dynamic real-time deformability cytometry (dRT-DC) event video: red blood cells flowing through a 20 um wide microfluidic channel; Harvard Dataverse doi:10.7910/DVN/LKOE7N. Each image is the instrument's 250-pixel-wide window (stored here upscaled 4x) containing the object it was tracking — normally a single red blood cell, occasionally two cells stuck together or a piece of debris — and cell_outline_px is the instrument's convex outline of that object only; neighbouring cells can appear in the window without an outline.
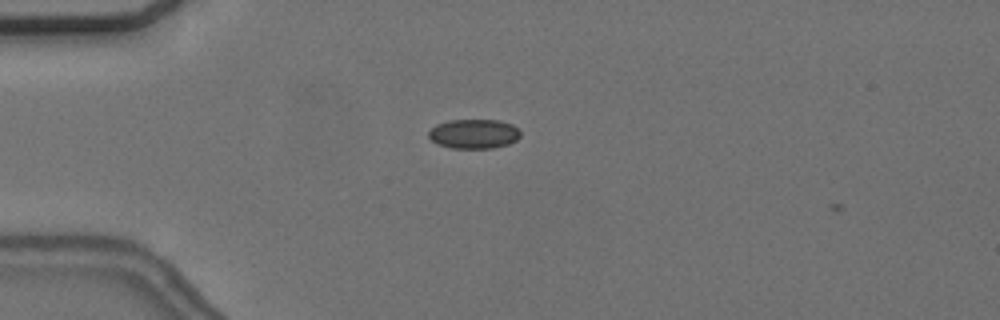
{"species": "common noctule bat (a hibernating species)", "species_latin": "Nyctalus noctula", "temperature_condition": "cold", "stored_images_in_passage": 3, "camera_frame_rate_fps": 3000, "um_per_image_px": 0.085, "animal": {"sex": "female", "body_mass_g": 24.6, "forearm_length_mm": 56.2}, "frame": {"image": 1, "passage_image": 2, "time_ms": 0.333, "image_size_px": [1000, 320], "cell_outline_px": [[520, 136], [516, 140], [508, 144], [492, 148], [452, 148], [436, 144], [428, 136], [428, 132], [436, 124], [448, 120], [500, 120], [512, 124], [520, 132]], "centroid_in_image_um": [40.26, 11.37], "position_along_channel_um": 44.7, "area_um2": 15.78}}